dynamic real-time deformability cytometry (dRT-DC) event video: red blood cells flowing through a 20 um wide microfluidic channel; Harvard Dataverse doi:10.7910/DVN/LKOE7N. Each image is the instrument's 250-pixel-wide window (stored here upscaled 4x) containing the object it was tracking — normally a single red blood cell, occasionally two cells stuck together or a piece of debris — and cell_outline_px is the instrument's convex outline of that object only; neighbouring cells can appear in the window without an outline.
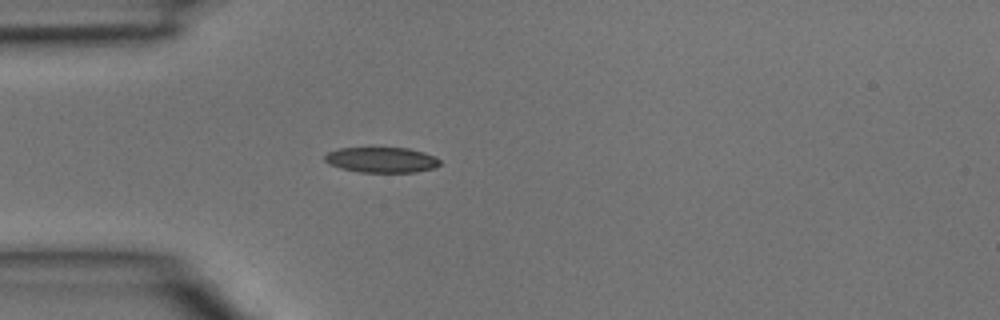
{"species": "common noctule bat (a hibernating species)", "species_latin": "Nyctalus noctula", "temperature_condition": "room temperature", "stored_images_in_passage": 4, "camera_frame_rate_fps": 3000, "um_per_image_px": 0.085, "animal": {"sex": "male", "body_mass_g": 15.6}, "frame": {"image": 1, "passage_image": 4, "time_ms": 1.0, "image_size_px": [1000, 320], "cell_outline_px": [[440, 164], [436, 168], [416, 172], [360, 172], [340, 168], [328, 164], [324, 160], [324, 156], [328, 152], [340, 148], [408, 148], [424, 152], [436, 156], [440, 160]], "centroid_in_image_um": [32.45, 13.59], "position_along_channel_um": 52.5, "area_um2": 17.17}}